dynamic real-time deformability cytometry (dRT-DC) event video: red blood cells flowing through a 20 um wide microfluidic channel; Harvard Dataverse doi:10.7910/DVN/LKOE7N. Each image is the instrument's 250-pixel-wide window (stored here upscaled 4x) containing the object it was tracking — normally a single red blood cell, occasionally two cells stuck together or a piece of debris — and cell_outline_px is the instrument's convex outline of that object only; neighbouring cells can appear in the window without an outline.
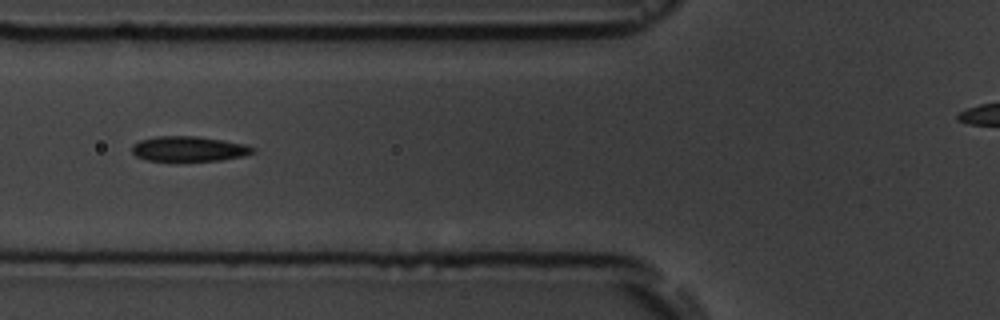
{"species": "common noctule bat (a hibernating species)", "species_latin": "Nyctalus noctula", "temperature_condition": "room temperature", "stored_images_in_passage": 11, "camera_frame_rate_fps": 3000, "um_per_image_px": 0.085, "animal": {"sex": "male", "body_mass_g": 19.5, "forearm_length_mm": 54.6}, "frame": {"image": 1, "passage_image": 7, "time_ms": 7.667, "image_size_px": [1000, 320], "cell_outline_px": [[256, 152], [244, 156], [220, 160], [148, 160], [136, 156], [132, 152], [132, 144], [140, 140], [156, 136], [200, 136], [224, 140], [244, 144], [256, 148]], "centroid_in_image_um": [16.08, 12.63], "position_along_channel_um": 109.7, "area_um2": 17.63}}
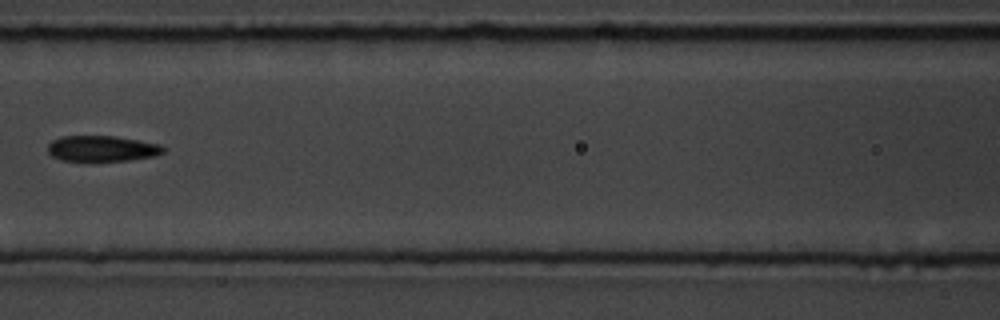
{"frame": {"image": 2, "passage_image": 8, "time_ms": 9.0, "image_size_px": [1000, 320], "cell_outline_px": [[168, 148], [164, 152], [156, 156], [128, 160], [60, 160], [52, 156], [48, 152], [48, 144], [52, 140], [60, 136], [116, 136], [160, 144]], "centroid_in_image_um": [8.7, 12.61], "position_along_channel_um": 157.9, "area_um2": 17.34}}